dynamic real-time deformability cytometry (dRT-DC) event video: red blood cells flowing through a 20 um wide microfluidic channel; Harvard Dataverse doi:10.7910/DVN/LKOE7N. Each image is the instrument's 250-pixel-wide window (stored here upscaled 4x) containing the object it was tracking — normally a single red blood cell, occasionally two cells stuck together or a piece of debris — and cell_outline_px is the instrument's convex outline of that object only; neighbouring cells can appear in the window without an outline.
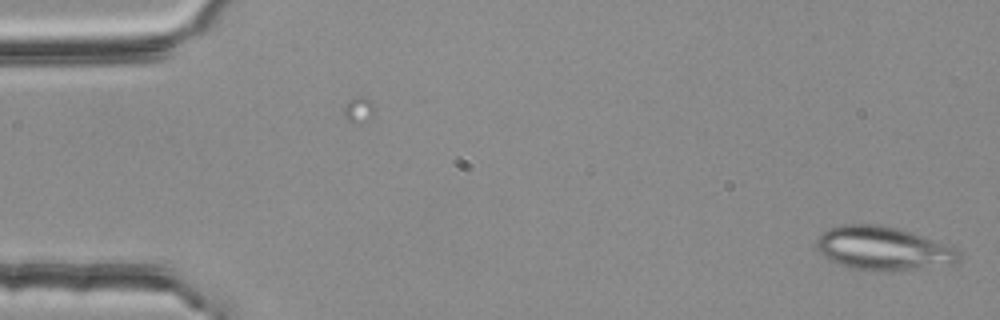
{"species": "common noctule bat (a hibernating species)", "species_latin": "Nyctalus noctula", "temperature_condition": "room temperature", "stored_images_in_passage": 52, "segment_of_instrument_passage": [1, 2], "camera_frame_rate_fps": 3000, "um_per_image_px": 0.085, "animal": {"sex": "female", "body_mass_g": 25.1}, "frame": {"image": 1, "passage_image": 1, "time_ms": 0.0, "image_size_px": [1000, 320], "cell_outline_px": [[960, 256], [952, 264], [888, 272], [868, 272], [848, 268], [828, 260], [820, 252], [816, 244], [816, 240], [820, 232], [828, 228], [840, 224], [876, 224], [896, 228], [912, 232], [956, 248], [960, 252]], "centroid_in_image_um": [74.99, 21.13], "position_along_channel_um": 10.0, "area_um2": 36.65}}